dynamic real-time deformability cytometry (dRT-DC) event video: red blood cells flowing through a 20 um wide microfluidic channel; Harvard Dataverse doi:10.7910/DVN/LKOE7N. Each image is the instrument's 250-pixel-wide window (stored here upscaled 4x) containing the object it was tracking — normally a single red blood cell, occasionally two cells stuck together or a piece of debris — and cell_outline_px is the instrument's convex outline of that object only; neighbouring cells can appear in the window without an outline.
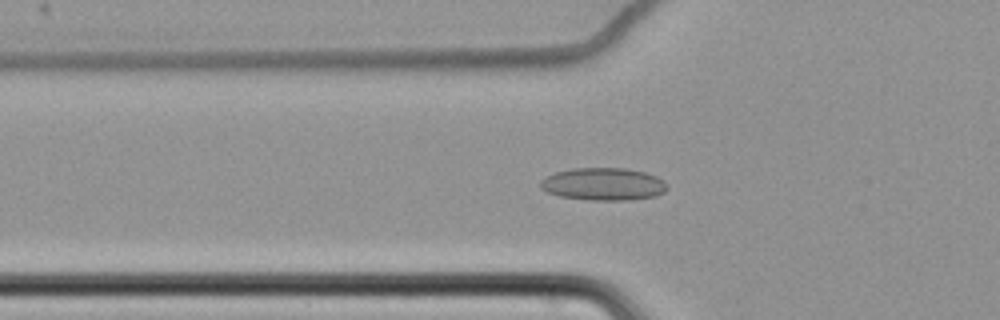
{"species": "common noctule bat (a hibernating species)", "species_latin": "Nyctalus noctula", "temperature_condition": "cold", "stored_images_in_passage": 63, "camera_frame_rate_fps": 3000, "um_per_image_px": 0.085, "animal": {"sex": "female", "body_mass_g": 22.7, "forearm_length_mm": 54.2}, "frame": {"image": 1, "passage_image": 24, "time_ms": 7.667, "image_size_px": [1000, 320], "cell_outline_px": [[668, 188], [664, 192], [656, 196], [628, 200], [588, 200], [560, 196], [548, 192], [540, 188], [540, 180], [556, 172], [572, 168], [624, 168], [644, 172], [656, 176], [664, 180], [668, 184]], "centroid_in_image_um": [51.31, 15.65], "position_along_channel_um": 74.5, "area_um2": 24.1}}
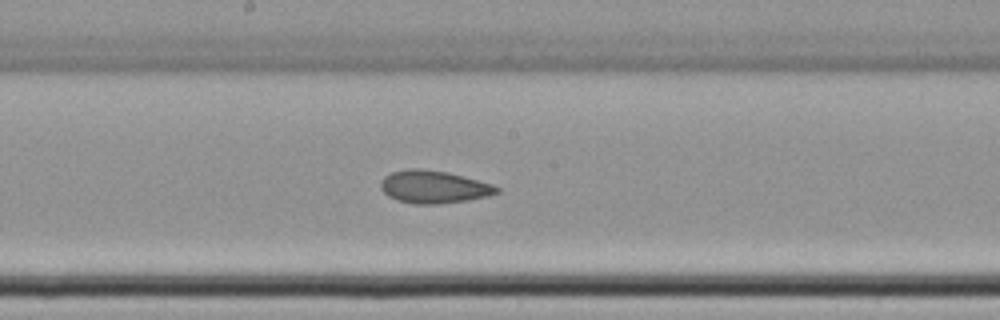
{"frame": {"image": 2, "passage_image": 36, "time_ms": 11.667, "image_size_px": [1000, 320], "cell_outline_px": [[500, 192], [488, 196], [468, 200], [436, 204], [412, 204], [396, 200], [388, 196], [380, 188], [380, 180], [384, 176], [392, 172], [408, 168], [420, 168], [448, 172], [492, 184], [500, 188]], "centroid_in_image_um": [36.84, 15.88], "position_along_channel_um": 211.4, "area_um2": 22.25}}
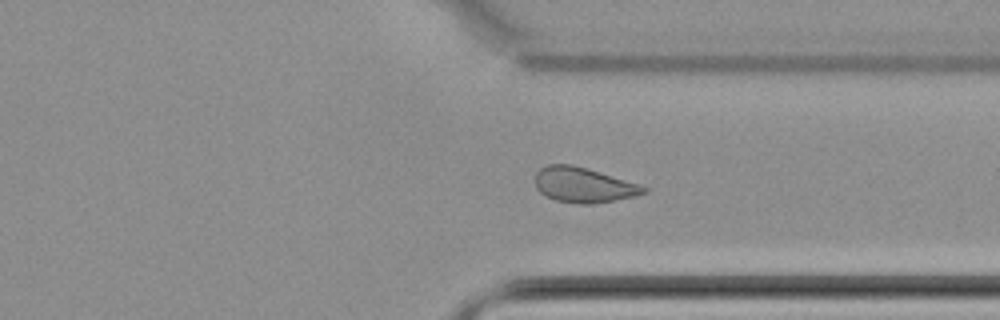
{"frame": {"image": 3, "passage_image": 49, "time_ms": 16.0, "image_size_px": [1000, 320], "cell_outline_px": [[648, 192], [636, 196], [616, 200], [592, 204], [576, 204], [556, 200], [544, 196], [536, 188], [536, 172], [540, 168], [548, 164], [572, 164], [588, 168], [640, 184], [648, 188]], "centroid_in_image_um": [49.61, 15.72], "position_along_channel_um": 361.8, "area_um2": 22.48}, "authors_computed_cell_mechanics": {"area_um2": 23.5824, "velocity_mm_per_s": 3.4554, "shape_relaxation_time_tau1_ms": null, "shape_relaxation_time_tau2_ms": 2.9952, "deformation_change_tau1": null, "deformation_change_tau2": 0.0797}}